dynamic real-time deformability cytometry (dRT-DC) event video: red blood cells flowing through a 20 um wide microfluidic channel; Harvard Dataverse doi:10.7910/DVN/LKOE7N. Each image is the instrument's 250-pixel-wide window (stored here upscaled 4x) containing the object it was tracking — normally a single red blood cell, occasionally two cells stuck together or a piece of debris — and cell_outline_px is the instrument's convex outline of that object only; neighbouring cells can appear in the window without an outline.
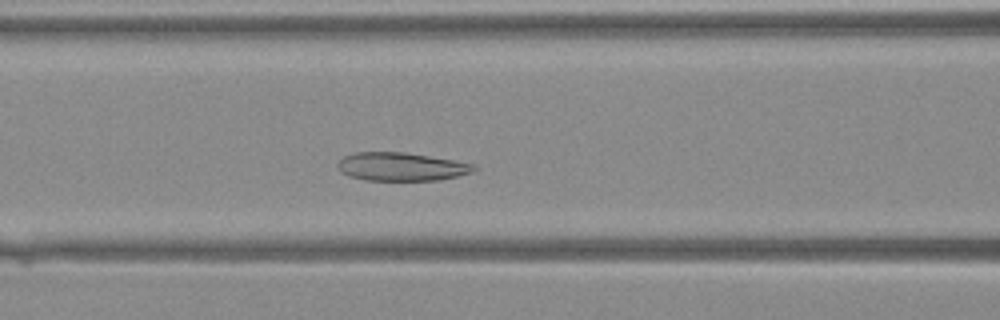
{"species": "Egyptian fruit bat (a non-hibernating species)", "species_latin": "Rousettus aegyptiacus", "temperature_condition": "warm", "stored_images_in_passage": 31, "camera_frame_rate_fps": 3000, "um_per_image_px": 0.085, "animal": {"sex": "female"}, "frame": {"image": 1, "passage_image": 6, "time_ms": 1.667, "image_size_px": [1000, 320], "cell_outline_px": [[480, 168], [472, 172], [440, 180], [364, 180], [348, 176], [340, 172], [336, 164], [344, 156], [356, 152], [404, 152], [476, 164]], "centroid_in_image_um": [34.1, 14.17], "position_along_channel_um": 132.5, "area_um2": 22.54}}
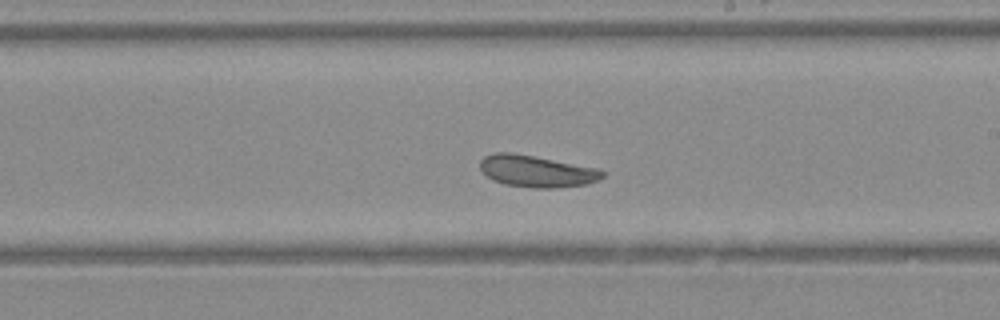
{"frame": {"image": 2, "passage_image": 13, "time_ms": 4.0, "image_size_px": [1000, 320], "cell_outline_px": [[604, 176], [588, 184], [556, 188], [532, 188], [504, 184], [492, 180], [480, 168], [480, 160], [484, 156], [496, 152], [512, 152], [600, 168], [604, 172]], "centroid_in_image_um": [45.62, 14.55], "position_along_channel_um": 243.4, "area_um2": 22.77}}
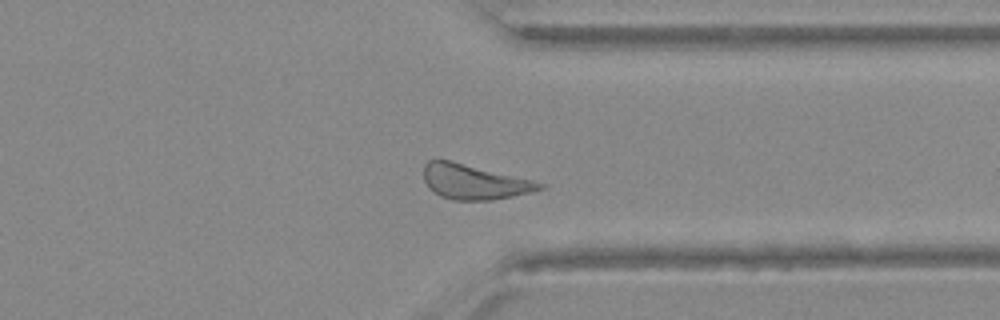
{"frame": {"image": 3, "passage_image": 21, "time_ms": 6.667, "image_size_px": [1000, 320], "cell_outline_px": [[544, 188], [532, 192], [492, 200], [452, 200], [440, 196], [428, 188], [424, 180], [424, 164], [428, 160], [452, 160], [532, 180], [544, 184]], "centroid_in_image_um": [40.27, 15.45], "position_along_channel_um": 371.1, "area_um2": 23.58}}